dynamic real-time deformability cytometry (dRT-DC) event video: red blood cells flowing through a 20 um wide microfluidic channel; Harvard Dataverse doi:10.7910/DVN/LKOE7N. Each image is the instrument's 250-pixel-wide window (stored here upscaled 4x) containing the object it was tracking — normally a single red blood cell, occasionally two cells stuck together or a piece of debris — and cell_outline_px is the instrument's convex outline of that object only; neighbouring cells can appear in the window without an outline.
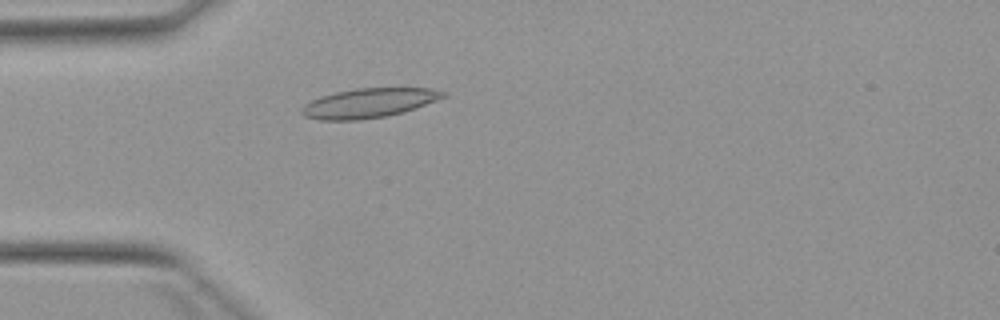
{"species": "Egyptian fruit bat (a non-hibernating species)", "species_latin": "Rousettus aegyptiacus", "temperature_condition": "warm", "stored_images_in_passage": 3, "camera_frame_rate_fps": 3000, "um_per_image_px": 0.085, "animal": {"sex": "female"}, "frame": {"image": 1, "passage_image": 3, "time_ms": 3.333, "image_size_px": [1000, 320], "cell_outline_px": [[448, 96], [416, 108], [404, 112], [388, 116], [360, 120], [316, 120], [304, 116], [300, 112], [300, 108], [304, 104], [320, 96], [336, 92], [356, 88], [432, 88], [448, 92]], "centroid_in_image_um": [31.36, 8.76], "position_along_channel_um": 53.6, "area_um2": 24.62}}